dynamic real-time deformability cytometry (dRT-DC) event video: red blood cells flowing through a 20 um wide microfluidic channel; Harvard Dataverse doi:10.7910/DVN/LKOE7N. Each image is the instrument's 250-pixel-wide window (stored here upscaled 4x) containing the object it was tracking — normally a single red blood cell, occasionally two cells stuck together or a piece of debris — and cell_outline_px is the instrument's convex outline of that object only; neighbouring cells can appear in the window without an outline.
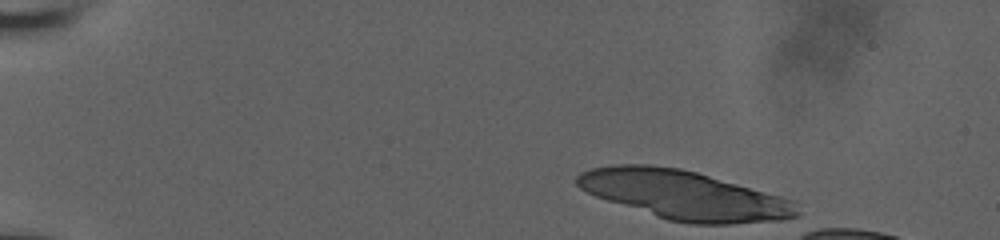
{"species": "human", "species_latin": "Homo sapiens", "temperature_condition": "room temperature", "stored_images_in_passage": 12, "camera_frame_rate_fps": 3000, "um_per_image_px": 0.085, "donor": {"sex": "male"}, "frame": {"image": 1, "passage_image": 1, "time_ms": 0.0, "image_size_px": [1000, 240], "cell_outline_px": [[800, 220], [732, 224], [688, 224], [668, 220], [596, 196], [580, 188], [576, 184], [576, 176], [580, 172], [592, 168], [616, 164], [648, 164], [680, 168], [696, 172], [796, 200], [800, 212]], "centroid_in_image_um": [58.28, 16.6], "position_along_channel_um": 26.7, "area_um2": 63.29}}